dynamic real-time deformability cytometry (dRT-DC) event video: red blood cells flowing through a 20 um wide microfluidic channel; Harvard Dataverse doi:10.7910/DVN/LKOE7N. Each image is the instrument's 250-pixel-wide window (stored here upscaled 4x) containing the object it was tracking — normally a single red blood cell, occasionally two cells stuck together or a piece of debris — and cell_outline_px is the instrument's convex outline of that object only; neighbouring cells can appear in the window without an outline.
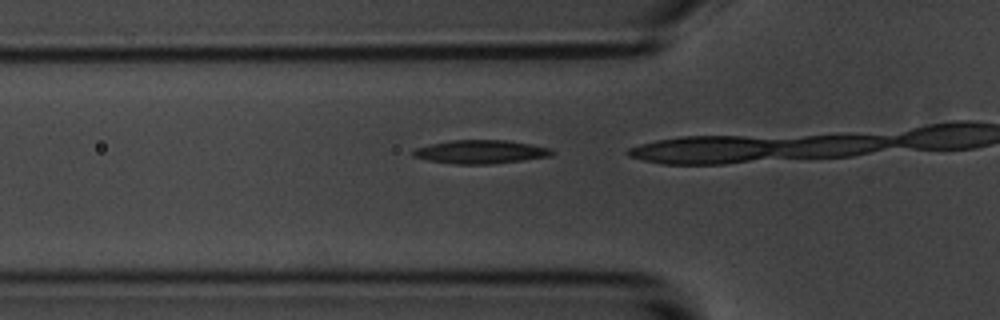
{"species": "common noctule bat (a hibernating species)", "species_latin": "Nyctalus noctula", "temperature_condition": "room temperature", "stored_images_in_passage": 13, "camera_frame_rate_fps": 3000, "um_per_image_px": 0.085, "animal": {"sex": "male", "body_mass_g": 20.1, "forearm_length_mm": 53.5}, "frame": {"image": 1, "passage_image": 12, "time_ms": 3.667, "image_size_px": [1000, 320], "cell_outline_px": [[556, 152], [552, 156], [492, 164], [452, 164], [428, 160], [412, 156], [412, 152], [416, 148], [428, 144], [452, 140], [508, 140], [532, 144], [552, 148]], "centroid_in_image_um": [40.89, 12.9], "position_along_channel_um": 84.9, "area_um2": 19.25}}